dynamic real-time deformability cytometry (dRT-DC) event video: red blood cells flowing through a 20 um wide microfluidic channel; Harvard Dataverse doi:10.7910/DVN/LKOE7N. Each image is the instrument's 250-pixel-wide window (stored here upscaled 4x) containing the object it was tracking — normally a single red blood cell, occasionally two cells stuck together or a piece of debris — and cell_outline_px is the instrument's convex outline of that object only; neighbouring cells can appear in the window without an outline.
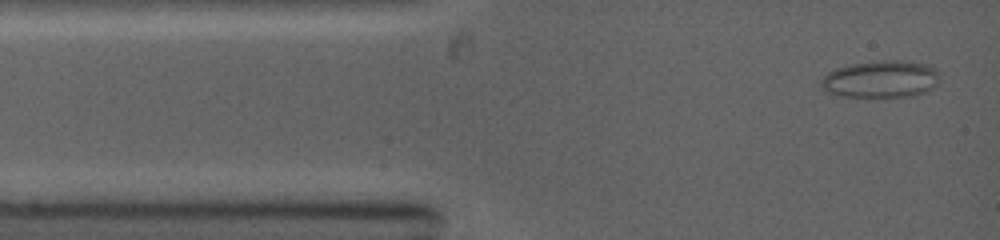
{"species": "common noctule bat (a hibernating species)", "species_latin": "Nyctalus noctula", "temperature_condition": "warm", "stored_images_in_passage": 4, "camera_frame_rate_fps": 5000, "um_per_image_px": 0.085, "animal": {"sex": "female", "body_mass_g": 19.0, "forearm_length_mm": 53.3}, "frame": {"image": 1, "passage_image": 1, "time_ms": 0.0, "image_size_px": [1000, 240], "cell_outline_px": [[936, 84], [928, 92], [916, 96], [844, 96], [824, 92], [820, 88], [820, 80], [828, 72], [836, 68], [848, 64], [884, 60], [900, 60], [932, 64], [936, 68]], "centroid_in_image_um": [74.85, 6.72], "position_along_channel_um": 10.2, "area_um2": 25.89}}
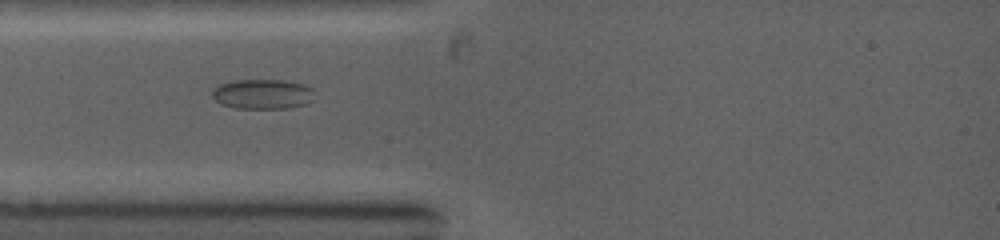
{"frame": {"image": 2, "passage_image": 3, "time_ms": 2.4, "image_size_px": [1000, 240], "cell_outline_px": [[312, 100], [304, 104], [288, 108], [236, 108], [220, 104], [212, 96], [212, 92], [220, 84], [236, 80], [284, 80], [304, 84], [312, 88]], "centroid_in_image_um": [22.31, 7.99], "position_along_channel_um": 62.7, "area_um2": 17.63}}